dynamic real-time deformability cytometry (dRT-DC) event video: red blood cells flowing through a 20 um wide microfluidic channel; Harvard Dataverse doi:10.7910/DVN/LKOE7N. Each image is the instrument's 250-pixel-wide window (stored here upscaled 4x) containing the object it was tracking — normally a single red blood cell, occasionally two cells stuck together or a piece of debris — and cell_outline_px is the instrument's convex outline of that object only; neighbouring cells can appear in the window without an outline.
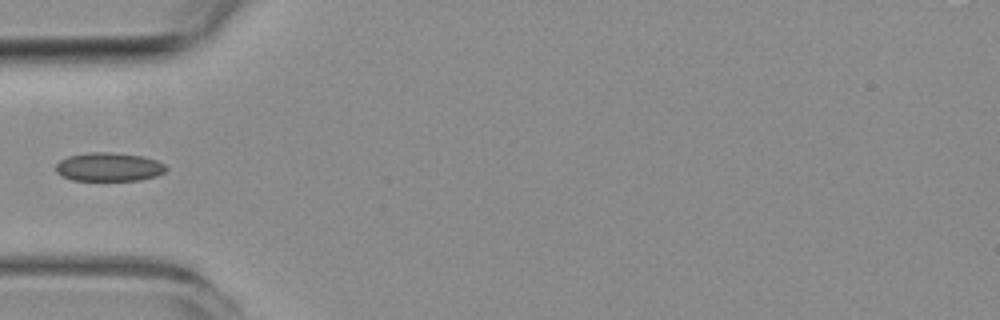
{"species": "common noctule bat (a hibernating species)", "species_latin": "Nyctalus noctula", "temperature_condition": "room temperature", "stored_images_in_passage": 6, "camera_frame_rate_fps": 3000, "um_per_image_px": 0.085, "animal": {"sex": "female", "body_mass_g": 19.3, "forearm_length_mm": 54.1}, "frame": {"image": 1, "passage_image": 6, "time_ms": 5.667, "image_size_px": [1000, 320], "cell_outline_px": [[168, 168], [164, 172], [156, 176], [140, 180], [72, 180], [60, 176], [56, 172], [56, 164], [60, 160], [68, 156], [88, 152], [112, 152], [144, 156], [156, 160], [164, 164]], "centroid_in_image_um": [9.24, 14.18], "position_along_channel_um": 75.8, "area_um2": 18.55}}